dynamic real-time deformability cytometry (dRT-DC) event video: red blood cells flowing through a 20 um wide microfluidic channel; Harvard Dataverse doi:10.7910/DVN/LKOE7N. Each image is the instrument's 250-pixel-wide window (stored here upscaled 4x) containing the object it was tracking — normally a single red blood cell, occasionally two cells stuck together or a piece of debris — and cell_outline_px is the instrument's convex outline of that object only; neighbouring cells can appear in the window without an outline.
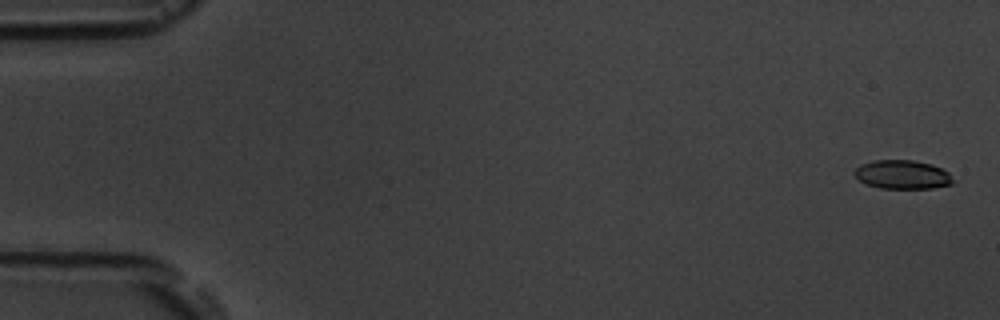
{"species": "common noctule bat (a hibernating species)", "species_latin": "Nyctalus noctula", "temperature_condition": "room temperature", "stored_images_in_passage": 10, "camera_frame_rate_fps": 3000, "um_per_image_px": 0.085, "animal": {"sex": "male", "body_mass_g": 19.5, "forearm_length_mm": 54.6}, "frame": {"image": 1, "passage_image": 1, "time_ms": 0.0, "image_size_px": [1000, 320], "cell_outline_px": [[956, 180], [952, 184], [932, 188], [880, 188], [868, 184], [860, 180], [852, 172], [860, 164], [872, 160], [912, 160], [932, 164], [948, 172]], "centroid_in_image_um": [76.72, 14.83], "position_along_channel_um": 8.3, "area_um2": 16.59}}
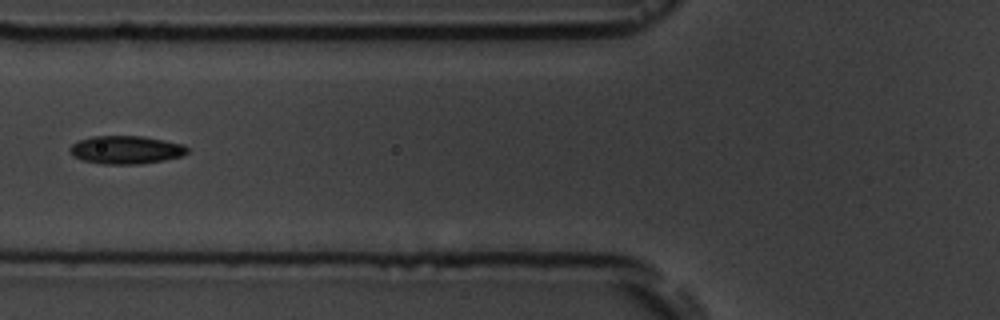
{"frame": {"image": 2, "passage_image": 7, "time_ms": 7.0, "image_size_px": [1000, 320], "cell_outline_px": [[188, 152], [180, 156], [164, 160], [140, 164], [104, 164], [80, 160], [72, 156], [68, 148], [72, 144], [80, 140], [92, 136], [140, 136], [164, 140], [184, 144], [188, 148]], "centroid_in_image_um": [10.68, 12.74], "position_along_channel_um": 115.1, "area_um2": 19.31}}
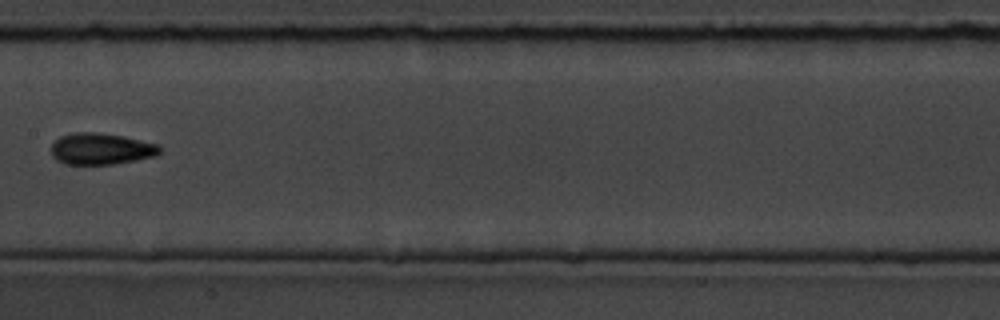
{"frame": {"image": 3, "passage_image": 9, "time_ms": 9.333, "image_size_px": [1000, 320], "cell_outline_px": [[160, 152], [156, 156], [136, 160], [112, 164], [64, 164], [56, 160], [52, 156], [52, 144], [60, 136], [72, 132], [92, 132], [120, 136], [160, 144]], "centroid_in_image_um": [8.58, 12.66], "position_along_channel_um": 198.8, "area_um2": 19.83}}